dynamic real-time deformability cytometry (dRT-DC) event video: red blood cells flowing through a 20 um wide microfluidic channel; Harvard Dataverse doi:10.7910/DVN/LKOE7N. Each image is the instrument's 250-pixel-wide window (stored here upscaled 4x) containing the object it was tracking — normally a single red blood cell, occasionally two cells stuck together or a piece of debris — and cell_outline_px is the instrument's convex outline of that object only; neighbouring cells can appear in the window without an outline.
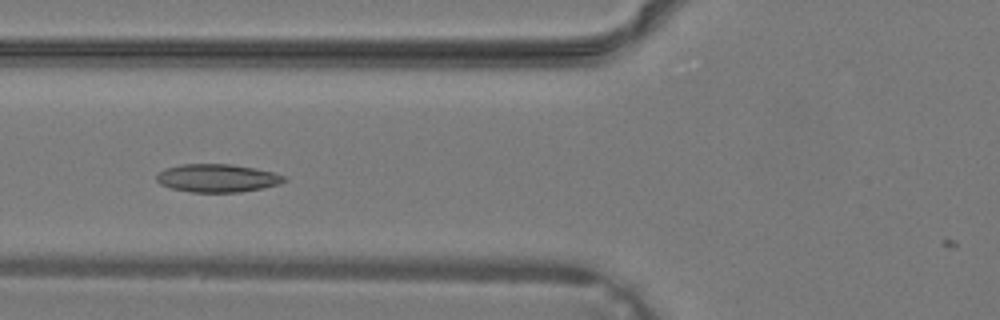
{"species": "common noctule bat (a hibernating species)", "species_latin": "Nyctalus noctula", "temperature_condition": "warm", "stored_images_in_passage": 25, "camera_frame_rate_fps": 3000, "um_per_image_px": 0.085, "animal": {"sex": "male", "body_mass_g": 19.2, "forearm_length_mm": 51.8}, "frame": {"image": 1, "passage_image": 4, "time_ms": 1.0, "image_size_px": [1000, 320], "cell_outline_px": [[288, 180], [280, 184], [240, 192], [192, 192], [172, 188], [160, 184], [156, 180], [156, 176], [164, 168], [180, 164], [232, 164], [272, 172], [284, 176]], "centroid_in_image_um": [18.45, 15.13], "position_along_channel_um": 107.4, "area_um2": 20.75}}
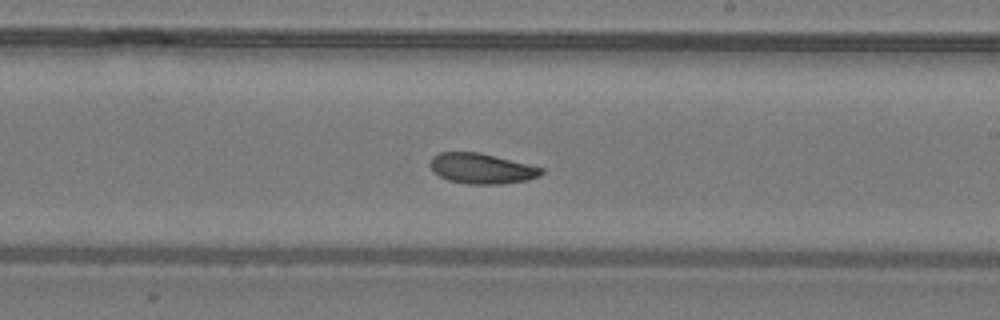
{"frame": {"image": 2, "passage_image": 12, "time_ms": 3.667, "image_size_px": [1000, 320], "cell_outline_px": [[544, 172], [540, 176], [528, 180], [500, 184], [468, 184], [448, 180], [440, 176], [428, 164], [432, 156], [436, 152], [480, 152], [544, 168]], "centroid_in_image_um": [40.94, 14.31], "position_along_channel_um": 248.1, "area_um2": 19.77}}
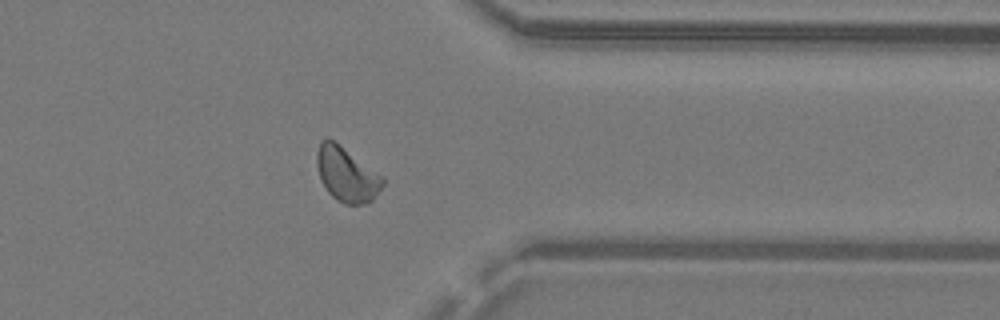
{"frame": {"image": 3, "passage_image": 20, "time_ms": 6.333, "image_size_px": [1000, 320], "cell_outline_px": [[384, 184], [372, 200], [368, 204], [344, 204], [336, 200], [328, 192], [320, 180], [316, 164], [316, 152], [320, 140], [332, 140], [340, 144], [384, 176]], "centroid_in_image_um": [29.46, 14.83], "position_along_channel_um": 381.9, "area_um2": 21.15}}